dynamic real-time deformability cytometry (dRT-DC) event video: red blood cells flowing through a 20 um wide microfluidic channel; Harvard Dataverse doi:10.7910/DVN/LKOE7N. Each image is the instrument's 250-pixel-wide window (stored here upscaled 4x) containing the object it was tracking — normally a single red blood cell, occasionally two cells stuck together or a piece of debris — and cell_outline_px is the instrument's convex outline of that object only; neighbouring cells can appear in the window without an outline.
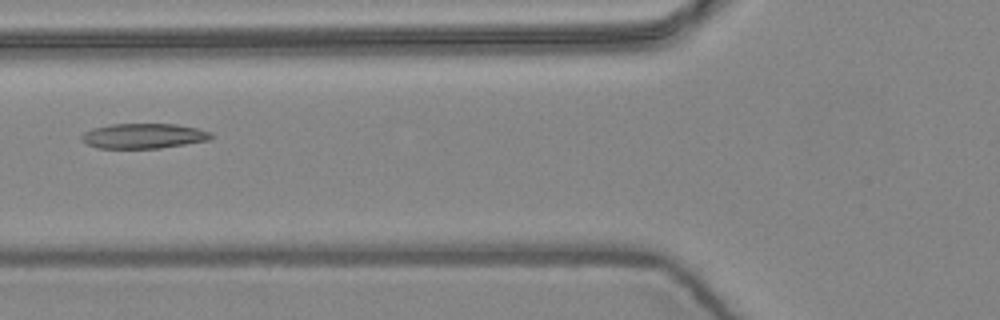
{"species": "common noctule bat (a hibernating species)", "species_latin": "Nyctalus noctula", "temperature_condition": "warm", "stored_images_in_passage": 4, "camera_frame_rate_fps": 3000, "um_per_image_px": 0.085, "animal": {"sex": "female", "body_mass_g": 24.6, "forearm_length_mm": 56.2}, "frame": {"image": 1, "passage_image": 4, "time_ms": 1.0, "image_size_px": [1000, 320], "cell_outline_px": [[212, 136], [208, 140], [160, 148], [100, 148], [88, 144], [80, 140], [80, 136], [84, 132], [92, 128], [112, 124], [176, 124], [196, 128], [212, 132]], "centroid_in_image_um": [12.17, 11.55], "position_along_channel_um": 113.6, "area_um2": 18.79}}